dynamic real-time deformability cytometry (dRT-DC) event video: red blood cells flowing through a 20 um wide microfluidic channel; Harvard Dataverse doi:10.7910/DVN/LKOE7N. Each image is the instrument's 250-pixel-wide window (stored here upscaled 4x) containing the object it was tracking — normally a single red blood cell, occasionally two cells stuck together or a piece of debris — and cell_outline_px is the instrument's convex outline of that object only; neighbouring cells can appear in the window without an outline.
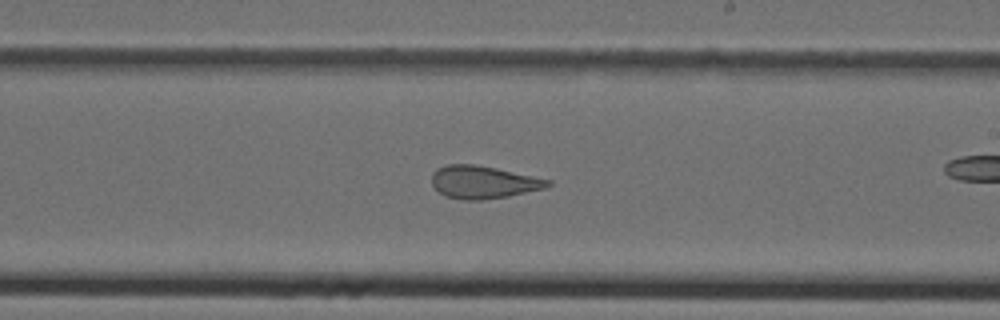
{"species": "Egyptian fruit bat (a non-hibernating species)", "species_latin": "Rousettus aegyptiacus", "temperature_condition": "cold", "stored_images_in_passage": 36, "camera_frame_rate_fps": 3000, "um_per_image_px": 0.085, "animal": {"sex": "female"}, "frame": {"image": 1, "passage_image": 26, "time_ms": 8.333, "image_size_px": [1000, 320], "cell_outline_px": [[552, 184], [544, 188], [508, 196], [480, 200], [460, 200], [448, 196], [440, 192], [432, 184], [432, 172], [436, 168], [448, 164], [476, 164], [496, 168], [552, 180]], "centroid_in_image_um": [41.07, 15.47], "position_along_channel_um": 247.9, "area_um2": 22.02}}
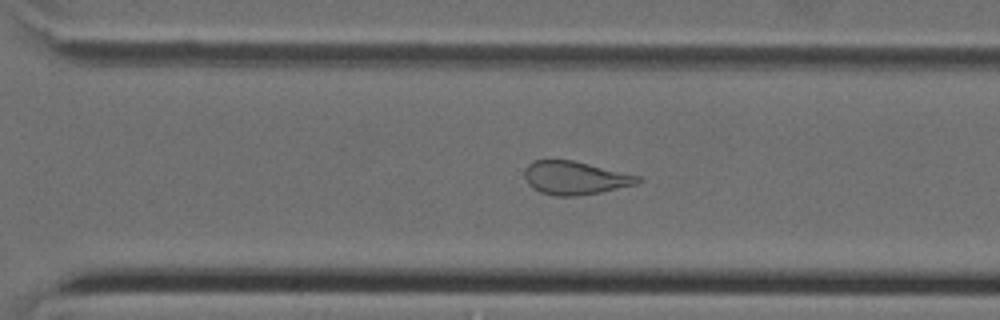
{"frame": {"image": 2, "passage_image": 31, "time_ms": 10.0, "image_size_px": [1000, 320], "cell_outline_px": [[644, 180], [636, 184], [600, 192], [576, 196], [556, 196], [540, 192], [532, 188], [528, 184], [524, 176], [524, 172], [528, 164], [532, 160], [572, 160], [640, 176]], "centroid_in_image_um": [48.86, 15.12], "position_along_channel_um": 321.7, "area_um2": 21.91}}